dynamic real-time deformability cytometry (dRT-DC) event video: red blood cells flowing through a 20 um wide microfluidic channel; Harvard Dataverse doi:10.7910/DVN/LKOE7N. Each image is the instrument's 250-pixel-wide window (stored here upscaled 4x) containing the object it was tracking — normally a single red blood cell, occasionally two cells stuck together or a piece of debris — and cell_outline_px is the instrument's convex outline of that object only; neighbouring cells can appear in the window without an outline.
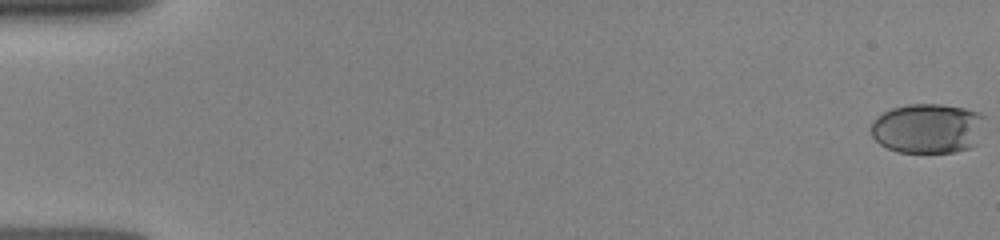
{"species": "human", "species_latin": "Homo sapiens", "temperature_condition": "room temperature", "stored_images_in_passage": 86, "camera_frame_rate_fps": 3000, "um_per_image_px": 0.085, "donor": {"sex": "female"}, "frame": {"image": 1, "passage_image": 1, "time_ms": 0.0, "image_size_px": [1000, 240], "cell_outline_px": [[984, 116], [976, 144], [972, 148], [952, 152], [896, 152], [880, 144], [872, 136], [872, 120], [876, 116], [892, 108], [908, 104], [940, 104], [964, 108], [980, 112]], "centroid_in_image_um": [78.84, 10.91], "position_along_channel_um": 6.2, "area_um2": 33.06}}
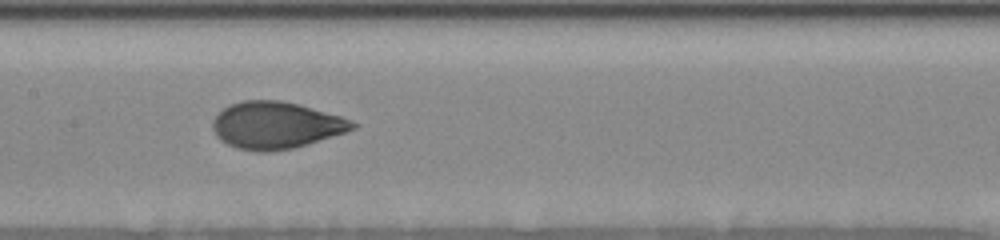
{"frame": {"image": 2, "passage_image": 36, "time_ms": 8.333, "image_size_px": [1000, 240], "cell_outline_px": [[356, 128], [344, 132], [292, 148], [268, 152], [256, 152], [236, 148], [220, 140], [216, 136], [212, 128], [212, 120], [228, 104], [244, 100], [280, 100], [296, 104], [340, 116], [356, 124]], "centroid_in_image_um": [23.37, 10.65], "position_along_channel_um": 184.0, "area_um2": 37.8}}
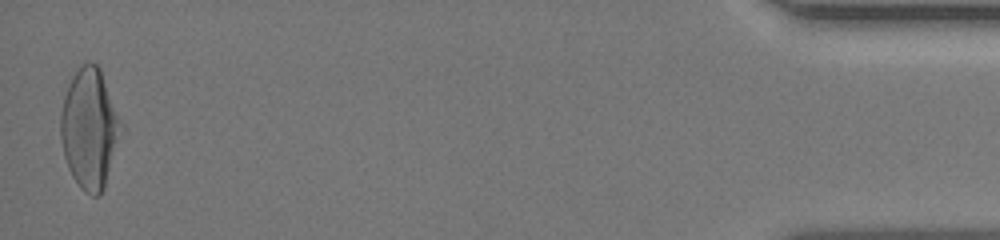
{"frame": {"image": 3, "passage_image": 84, "time_ms": 16.333, "image_size_px": [1000, 240], "cell_outline_px": [[124, 128], [104, 188], [100, 196], [92, 196], [84, 192], [80, 188], [72, 176], [68, 168], [64, 156], [60, 136], [60, 112], [64, 96], [72, 76], [84, 64], [92, 60], [100, 68], [124, 124]], "centroid_in_image_um": [7.64, 10.95], "position_along_channel_um": 427.6, "area_um2": 42.83}}